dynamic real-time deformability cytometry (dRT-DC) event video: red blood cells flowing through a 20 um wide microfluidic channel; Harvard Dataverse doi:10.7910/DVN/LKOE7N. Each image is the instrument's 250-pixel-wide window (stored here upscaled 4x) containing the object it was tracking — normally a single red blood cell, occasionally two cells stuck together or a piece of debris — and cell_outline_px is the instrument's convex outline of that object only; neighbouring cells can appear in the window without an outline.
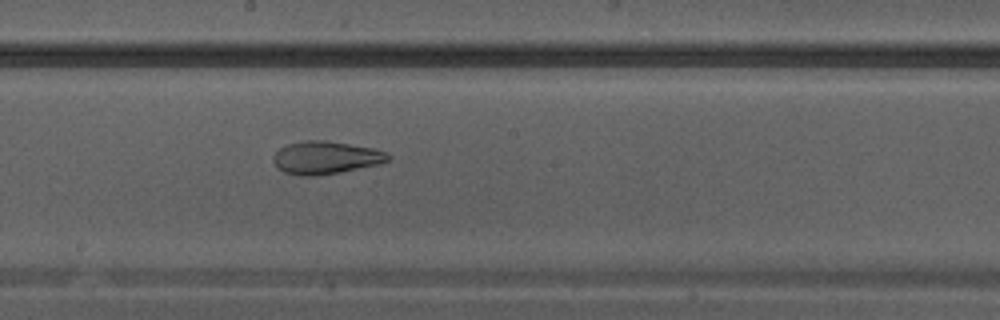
{"species": "Egyptian fruit bat (a non-hibernating species)", "species_latin": "Rousettus aegyptiacus", "temperature_condition": "warm", "stored_images_in_passage": 11, "camera_frame_rate_fps": 3000, "um_per_image_px": 0.085, "animal": {"sex": "male"}, "frame": {"image": 1, "passage_image": 11, "time_ms": 3.333, "image_size_px": [1000, 320], "cell_outline_px": [[392, 156], [388, 160], [380, 164], [340, 172], [316, 176], [300, 176], [284, 172], [276, 168], [272, 160], [272, 156], [280, 148], [288, 144], [304, 140], [324, 140], [372, 148], [388, 152]], "centroid_in_image_um": [27.66, 13.41], "position_along_channel_um": 220.5, "area_um2": 22.08}}